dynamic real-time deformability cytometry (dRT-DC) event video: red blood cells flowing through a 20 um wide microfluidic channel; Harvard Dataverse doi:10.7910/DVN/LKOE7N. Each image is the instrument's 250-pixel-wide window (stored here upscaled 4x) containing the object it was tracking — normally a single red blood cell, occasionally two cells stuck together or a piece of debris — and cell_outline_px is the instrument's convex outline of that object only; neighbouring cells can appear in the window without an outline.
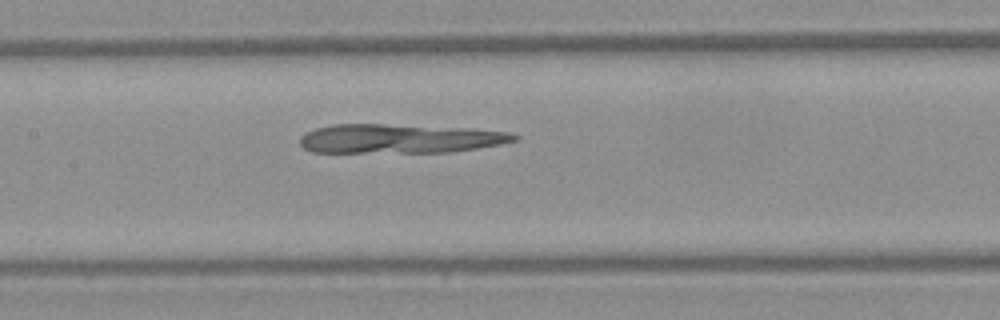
{"species": "Egyptian fruit bat (a non-hibernating species)", "species_latin": "Rousettus aegyptiacus", "temperature_condition": "warm", "stored_images_in_passage": 35, "camera_frame_rate_fps": 3000, "um_per_image_px": 0.085, "frame": {"image": 1, "passage_image": 10, "time_ms": 3.0, "image_size_px": [1000, 320], "cell_outline_px": [[520, 136], [516, 140], [500, 144], [476, 148], [448, 152], [312, 152], [304, 148], [300, 144], [300, 136], [304, 132], [316, 128], [332, 124], [384, 124], [468, 128], [508, 132]], "centroid_in_image_um": [33.93, 11.78], "position_along_channel_um": 173.5, "area_um2": 36.36}}
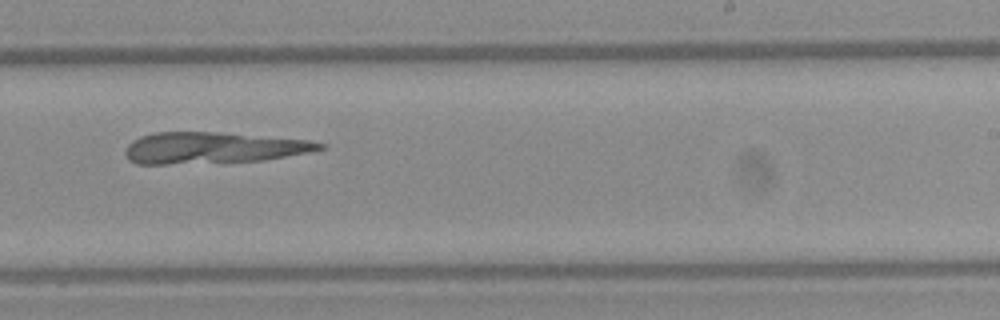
{"frame": {"image": 2, "passage_image": 17, "time_ms": 5.333, "image_size_px": [1000, 320], "cell_outline_px": [[328, 144], [324, 148], [308, 152], [264, 160], [168, 164], [136, 164], [128, 160], [124, 152], [128, 144], [132, 140], [140, 136], [152, 132], [216, 132], [308, 140]], "centroid_in_image_um": [18.04, 12.56], "position_along_channel_um": 271.0, "area_um2": 35.37}}
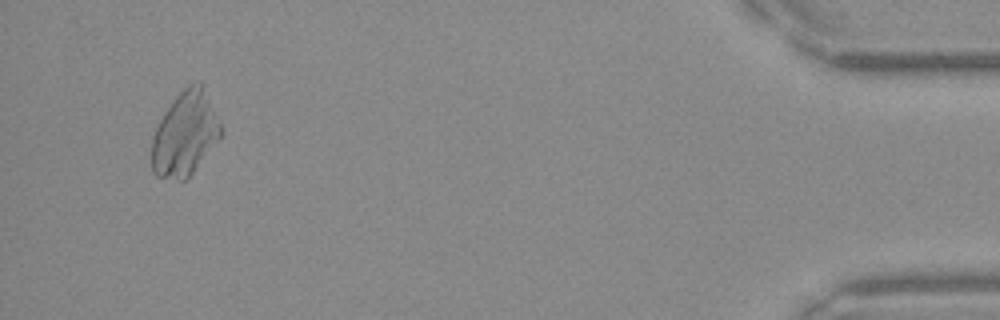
{"frame": {"image": 3, "passage_image": 33, "time_ms": 10.667, "image_size_px": [1000, 320], "cell_outline_px": [[220, 136], [192, 172], [184, 180], [180, 180], [156, 176], [152, 172], [152, 136], [164, 112], [176, 96], [188, 84], [200, 80], [204, 84], [220, 120]], "centroid_in_image_um": [15.72, 11.32], "position_along_channel_um": 419.5, "area_um2": 33.58}}